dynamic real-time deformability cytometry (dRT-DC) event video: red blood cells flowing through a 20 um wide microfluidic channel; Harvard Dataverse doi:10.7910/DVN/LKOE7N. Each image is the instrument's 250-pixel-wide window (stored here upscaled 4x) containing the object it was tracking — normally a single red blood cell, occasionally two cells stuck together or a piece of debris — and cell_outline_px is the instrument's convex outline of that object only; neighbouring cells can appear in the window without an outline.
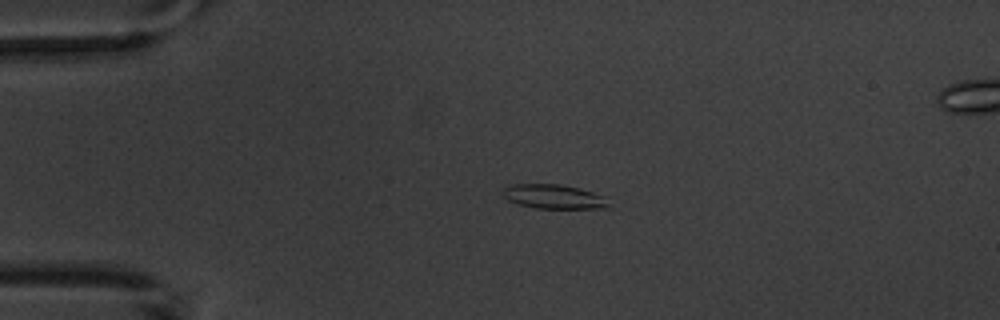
{"species": "common noctule bat (a hibernating species)", "species_latin": "Nyctalus noctula", "temperature_condition": "warm", "stored_images_in_passage": 4, "segment_of_instrument_passage": [1, 2], "camera_frame_rate_fps": 3000, "um_per_image_px": 0.085, "animal": {"sex": "male", "body_mass_g": 20.1, "forearm_length_mm": 53.5}, "frame": {"image": 1, "passage_image": 2, "time_ms": 1.0, "image_size_px": [1000, 320], "cell_outline_px": [[612, 208], [536, 208], [520, 204], [508, 200], [504, 196], [504, 188], [512, 184], [560, 184], [580, 188], [604, 196]], "centroid_in_image_um": [47.11, 16.71], "position_along_channel_um": 37.9, "area_um2": 14.85}}